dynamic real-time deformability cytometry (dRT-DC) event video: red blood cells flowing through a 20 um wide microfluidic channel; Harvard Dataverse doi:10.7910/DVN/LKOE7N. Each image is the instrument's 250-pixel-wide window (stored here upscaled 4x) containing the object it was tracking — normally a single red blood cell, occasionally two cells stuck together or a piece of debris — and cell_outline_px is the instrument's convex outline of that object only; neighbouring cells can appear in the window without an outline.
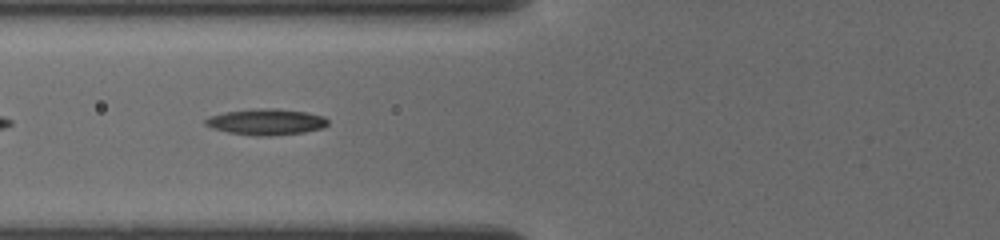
{"species": "common noctule bat (a hibernating species)", "species_latin": "Nyctalus noctula", "temperature_condition": "cold", "stored_images_in_passage": 31, "camera_frame_rate_fps": 3000, "um_per_image_px": 0.085, "animal": {"sex": "female", "body_mass_g": 19.5, "forearm_length_mm": 54.1}, "frame": {"image": 1, "passage_image": 10, "time_ms": 1.667, "image_size_px": [1000, 240], "cell_outline_px": [[328, 124], [324, 128], [304, 132], [272, 136], [256, 136], [228, 132], [212, 128], [204, 124], [204, 120], [208, 116], [224, 112], [252, 108], [276, 108], [308, 112], [324, 116], [328, 120]], "centroid_in_image_um": [22.63, 10.35], "position_along_channel_um": 103.2, "area_um2": 18.96}}
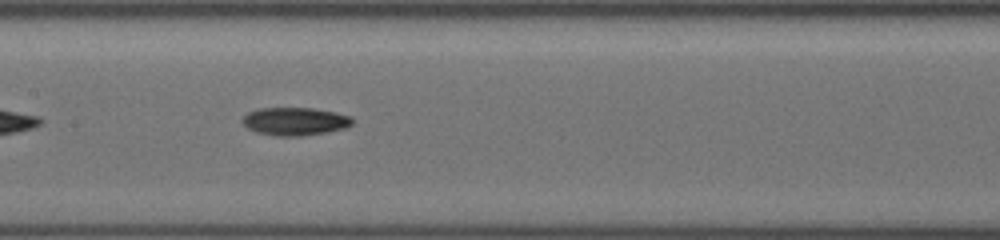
{"frame": {"image": 2, "passage_image": 21, "time_ms": 3.667, "image_size_px": [1000, 240], "cell_outline_px": [[352, 124], [348, 128], [328, 132], [300, 136], [276, 136], [256, 132], [248, 128], [240, 120], [248, 112], [256, 108], [312, 108], [336, 112], [352, 116]], "centroid_in_image_um": [25.08, 10.31], "position_along_channel_um": 182.3, "area_um2": 18.15}}
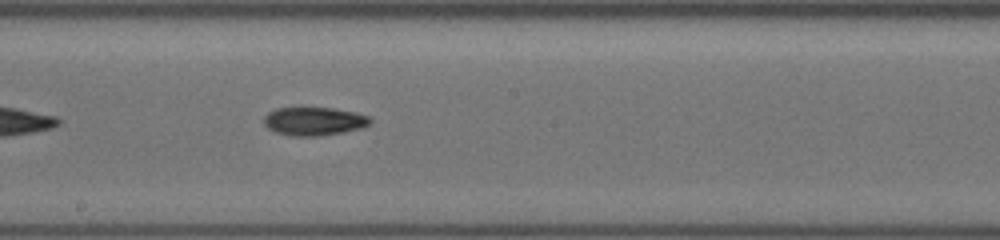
{"frame": {"image": 3, "passage_image": 27, "time_ms": 4.667, "image_size_px": [1000, 240], "cell_outline_px": [[372, 120], [368, 124], [360, 128], [344, 132], [316, 136], [292, 136], [276, 132], [268, 128], [264, 124], [264, 116], [268, 112], [276, 108], [300, 104], [332, 108], [352, 112], [368, 116]], "centroid_in_image_um": [26.61, 10.25], "position_along_channel_um": 221.6, "area_um2": 18.15}}